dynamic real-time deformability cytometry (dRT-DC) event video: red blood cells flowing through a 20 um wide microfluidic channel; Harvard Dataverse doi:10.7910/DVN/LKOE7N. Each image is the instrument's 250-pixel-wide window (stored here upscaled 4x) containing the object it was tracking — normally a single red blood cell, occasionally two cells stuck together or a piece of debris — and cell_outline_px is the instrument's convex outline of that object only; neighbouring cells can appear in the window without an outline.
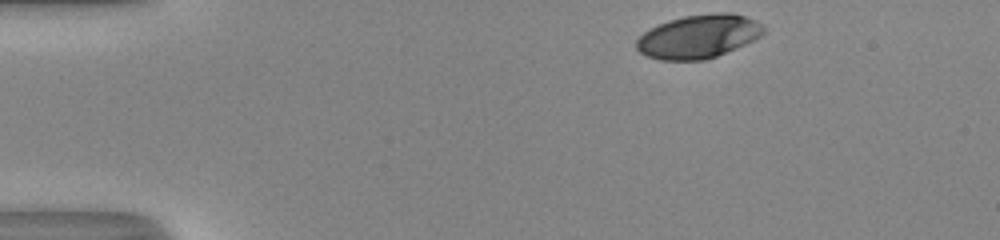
{"species": "human", "species_latin": "Homo sapiens", "temperature_condition": "room temperature", "stored_images_in_passage": 36, "camera_frame_rate_fps": 3000, "um_per_image_px": 0.085, "donor": {"sex": "male"}, "frame": {"image": 1, "passage_image": 1, "time_ms": 0.0, "image_size_px": [1000, 240], "cell_outline_px": [[764, 32], [760, 36], [744, 44], [716, 56], [704, 60], [660, 60], [648, 56], [640, 52], [636, 48], [636, 40], [644, 32], [668, 20], [684, 16], [712, 12], [732, 12], [756, 20], [764, 28]], "centroid_in_image_um": [59.36, 3.08], "position_along_channel_um": 25.6, "area_um2": 32.02}}
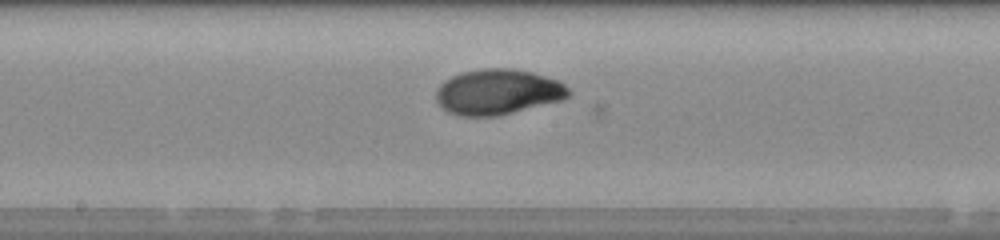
{"frame": {"image": 2, "passage_image": 21, "time_ms": 6.667, "image_size_px": [1000, 240], "cell_outline_px": [[572, 92], [564, 100], [496, 116], [460, 116], [448, 112], [436, 100], [436, 88], [444, 80], [460, 72], [484, 68], [512, 68], [532, 72], [556, 80], [564, 84]], "centroid_in_image_um": [42.31, 7.81], "position_along_channel_um": 205.9, "area_um2": 35.2}}
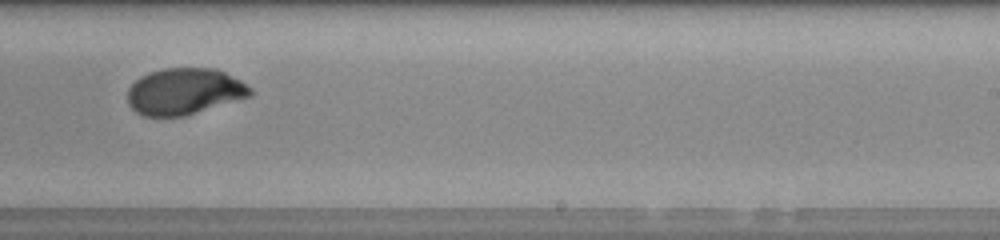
{"frame": {"image": 3, "passage_image": 26, "time_ms": 8.333, "image_size_px": [1000, 240], "cell_outline_px": [[252, 96], [184, 116], [144, 116], [136, 112], [128, 104], [128, 88], [140, 76], [148, 72], [164, 68], [216, 68], [240, 80], [252, 88]], "centroid_in_image_um": [15.67, 7.77], "position_along_channel_um": 273.3, "area_um2": 33.29}, "authors_computed_cell_mechanics": {"area_um2": 34.0442, "velocity_mm_per_s": 4.054, "shape_relaxation_time_tau1_ms": 3.4779, "shape_relaxation_time_tau2_ms": 0.7732, "deformation_change_tau1": 0.1645, "deformation_change_tau2": 0.0326}}